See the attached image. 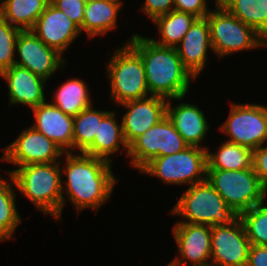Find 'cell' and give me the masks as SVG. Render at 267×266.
Instances as JSON below:
<instances>
[{
    "instance_id": "obj_1",
    "label": "cell",
    "mask_w": 267,
    "mask_h": 266,
    "mask_svg": "<svg viewBox=\"0 0 267 266\" xmlns=\"http://www.w3.org/2000/svg\"><path fill=\"white\" fill-rule=\"evenodd\" d=\"M62 157L65 161V163L62 159L60 161V166H64L61 167L62 176L67 180H62L65 185L62 184L61 215L67 199L78 213L89 208L97 212L106 201L110 200L114 187L118 183V179L112 172V164L78 152L64 153Z\"/></svg>"
},
{
    "instance_id": "obj_2",
    "label": "cell",
    "mask_w": 267,
    "mask_h": 266,
    "mask_svg": "<svg viewBox=\"0 0 267 266\" xmlns=\"http://www.w3.org/2000/svg\"><path fill=\"white\" fill-rule=\"evenodd\" d=\"M130 39L125 43L142 59L150 95L169 100L189 93L191 82L197 79L183 65L175 48L157 45L145 35L133 34Z\"/></svg>"
},
{
    "instance_id": "obj_3",
    "label": "cell",
    "mask_w": 267,
    "mask_h": 266,
    "mask_svg": "<svg viewBox=\"0 0 267 266\" xmlns=\"http://www.w3.org/2000/svg\"><path fill=\"white\" fill-rule=\"evenodd\" d=\"M11 172L16 190L45 215L61 220L62 171L60 162L19 166Z\"/></svg>"
},
{
    "instance_id": "obj_4",
    "label": "cell",
    "mask_w": 267,
    "mask_h": 266,
    "mask_svg": "<svg viewBox=\"0 0 267 266\" xmlns=\"http://www.w3.org/2000/svg\"><path fill=\"white\" fill-rule=\"evenodd\" d=\"M169 211L184 218L178 222L208 226L228 225L238 217L207 180L188 187Z\"/></svg>"
},
{
    "instance_id": "obj_5",
    "label": "cell",
    "mask_w": 267,
    "mask_h": 266,
    "mask_svg": "<svg viewBox=\"0 0 267 266\" xmlns=\"http://www.w3.org/2000/svg\"><path fill=\"white\" fill-rule=\"evenodd\" d=\"M109 59L105 70L110 81V101L120 105L150 96L142 59L128 43L116 47Z\"/></svg>"
},
{
    "instance_id": "obj_6",
    "label": "cell",
    "mask_w": 267,
    "mask_h": 266,
    "mask_svg": "<svg viewBox=\"0 0 267 266\" xmlns=\"http://www.w3.org/2000/svg\"><path fill=\"white\" fill-rule=\"evenodd\" d=\"M206 16L210 27L213 52L221 59L237 52L267 47V41L252 27L244 24L219 2Z\"/></svg>"
},
{
    "instance_id": "obj_7",
    "label": "cell",
    "mask_w": 267,
    "mask_h": 266,
    "mask_svg": "<svg viewBox=\"0 0 267 266\" xmlns=\"http://www.w3.org/2000/svg\"><path fill=\"white\" fill-rule=\"evenodd\" d=\"M206 180L238 215L266 201L267 189L253 168L243 170L206 169Z\"/></svg>"
},
{
    "instance_id": "obj_8",
    "label": "cell",
    "mask_w": 267,
    "mask_h": 266,
    "mask_svg": "<svg viewBox=\"0 0 267 266\" xmlns=\"http://www.w3.org/2000/svg\"><path fill=\"white\" fill-rule=\"evenodd\" d=\"M207 149L188 146L178 153L155 157L140 172L159 178L165 185L192 186L206 180Z\"/></svg>"
},
{
    "instance_id": "obj_9",
    "label": "cell",
    "mask_w": 267,
    "mask_h": 266,
    "mask_svg": "<svg viewBox=\"0 0 267 266\" xmlns=\"http://www.w3.org/2000/svg\"><path fill=\"white\" fill-rule=\"evenodd\" d=\"M229 115L220 125L226 141L256 149L267 140V106L231 102Z\"/></svg>"
},
{
    "instance_id": "obj_10",
    "label": "cell",
    "mask_w": 267,
    "mask_h": 266,
    "mask_svg": "<svg viewBox=\"0 0 267 266\" xmlns=\"http://www.w3.org/2000/svg\"><path fill=\"white\" fill-rule=\"evenodd\" d=\"M188 146L166 116L129 146L127 157L131 167L140 171L153 158L178 153Z\"/></svg>"
},
{
    "instance_id": "obj_11",
    "label": "cell",
    "mask_w": 267,
    "mask_h": 266,
    "mask_svg": "<svg viewBox=\"0 0 267 266\" xmlns=\"http://www.w3.org/2000/svg\"><path fill=\"white\" fill-rule=\"evenodd\" d=\"M2 151L0 161L10 162L15 167L60 162L58 159L65 153L57 144L32 126L24 128Z\"/></svg>"
},
{
    "instance_id": "obj_12",
    "label": "cell",
    "mask_w": 267,
    "mask_h": 266,
    "mask_svg": "<svg viewBox=\"0 0 267 266\" xmlns=\"http://www.w3.org/2000/svg\"><path fill=\"white\" fill-rule=\"evenodd\" d=\"M15 64L24 67L33 74L52 78L53 73L65 69L66 59L55 49L48 47L31 30L21 31L15 43ZM19 58V59H18Z\"/></svg>"
},
{
    "instance_id": "obj_13",
    "label": "cell",
    "mask_w": 267,
    "mask_h": 266,
    "mask_svg": "<svg viewBox=\"0 0 267 266\" xmlns=\"http://www.w3.org/2000/svg\"><path fill=\"white\" fill-rule=\"evenodd\" d=\"M250 245L239 217L228 225L211 226L213 266H246Z\"/></svg>"
},
{
    "instance_id": "obj_14",
    "label": "cell",
    "mask_w": 267,
    "mask_h": 266,
    "mask_svg": "<svg viewBox=\"0 0 267 266\" xmlns=\"http://www.w3.org/2000/svg\"><path fill=\"white\" fill-rule=\"evenodd\" d=\"M177 257L171 261L178 266L211 264V226L177 222L172 228Z\"/></svg>"
},
{
    "instance_id": "obj_15",
    "label": "cell",
    "mask_w": 267,
    "mask_h": 266,
    "mask_svg": "<svg viewBox=\"0 0 267 266\" xmlns=\"http://www.w3.org/2000/svg\"><path fill=\"white\" fill-rule=\"evenodd\" d=\"M168 100L150 95L124 102L119 107L127 109L121 116L123 135L128 147L147 130L167 116Z\"/></svg>"
},
{
    "instance_id": "obj_16",
    "label": "cell",
    "mask_w": 267,
    "mask_h": 266,
    "mask_svg": "<svg viewBox=\"0 0 267 266\" xmlns=\"http://www.w3.org/2000/svg\"><path fill=\"white\" fill-rule=\"evenodd\" d=\"M31 31L61 55L81 35L80 28L62 11L49 3Z\"/></svg>"
},
{
    "instance_id": "obj_17",
    "label": "cell",
    "mask_w": 267,
    "mask_h": 266,
    "mask_svg": "<svg viewBox=\"0 0 267 266\" xmlns=\"http://www.w3.org/2000/svg\"><path fill=\"white\" fill-rule=\"evenodd\" d=\"M183 99L185 96L168 100L167 117L189 146L208 149V146H202L210 129L206 116L197 104L183 102ZM175 100L179 103L173 107L172 102Z\"/></svg>"
},
{
    "instance_id": "obj_18",
    "label": "cell",
    "mask_w": 267,
    "mask_h": 266,
    "mask_svg": "<svg viewBox=\"0 0 267 266\" xmlns=\"http://www.w3.org/2000/svg\"><path fill=\"white\" fill-rule=\"evenodd\" d=\"M0 77L7 82L10 107L23 104L32 109L47 100L44 92L46 80L24 67L14 64L2 71Z\"/></svg>"
},
{
    "instance_id": "obj_19",
    "label": "cell",
    "mask_w": 267,
    "mask_h": 266,
    "mask_svg": "<svg viewBox=\"0 0 267 266\" xmlns=\"http://www.w3.org/2000/svg\"><path fill=\"white\" fill-rule=\"evenodd\" d=\"M175 49L183 65L198 79L208 63V49L213 51L207 18H197Z\"/></svg>"
},
{
    "instance_id": "obj_20",
    "label": "cell",
    "mask_w": 267,
    "mask_h": 266,
    "mask_svg": "<svg viewBox=\"0 0 267 266\" xmlns=\"http://www.w3.org/2000/svg\"><path fill=\"white\" fill-rule=\"evenodd\" d=\"M35 130L57 144L65 153H72L73 117L66 115L51 102L41 103L31 109Z\"/></svg>"
},
{
    "instance_id": "obj_21",
    "label": "cell",
    "mask_w": 267,
    "mask_h": 266,
    "mask_svg": "<svg viewBox=\"0 0 267 266\" xmlns=\"http://www.w3.org/2000/svg\"><path fill=\"white\" fill-rule=\"evenodd\" d=\"M116 112L110 111L100 122L98 134H95L93 143L83 152L112 163V156L123 146V152L128 156L129 147L125 142L121 121L116 120Z\"/></svg>"
},
{
    "instance_id": "obj_22",
    "label": "cell",
    "mask_w": 267,
    "mask_h": 266,
    "mask_svg": "<svg viewBox=\"0 0 267 266\" xmlns=\"http://www.w3.org/2000/svg\"><path fill=\"white\" fill-rule=\"evenodd\" d=\"M124 4L121 0H93L84 9L82 32L92 39L117 28V18Z\"/></svg>"
},
{
    "instance_id": "obj_23",
    "label": "cell",
    "mask_w": 267,
    "mask_h": 266,
    "mask_svg": "<svg viewBox=\"0 0 267 266\" xmlns=\"http://www.w3.org/2000/svg\"><path fill=\"white\" fill-rule=\"evenodd\" d=\"M53 95L52 104L71 117L93 104L88 85L79 78L61 83Z\"/></svg>"
},
{
    "instance_id": "obj_24",
    "label": "cell",
    "mask_w": 267,
    "mask_h": 266,
    "mask_svg": "<svg viewBox=\"0 0 267 266\" xmlns=\"http://www.w3.org/2000/svg\"><path fill=\"white\" fill-rule=\"evenodd\" d=\"M50 0H2L0 15L21 31L31 30Z\"/></svg>"
},
{
    "instance_id": "obj_25",
    "label": "cell",
    "mask_w": 267,
    "mask_h": 266,
    "mask_svg": "<svg viewBox=\"0 0 267 266\" xmlns=\"http://www.w3.org/2000/svg\"><path fill=\"white\" fill-rule=\"evenodd\" d=\"M196 19L192 14L172 10L152 21L158 29L160 40L149 38L157 45L176 48Z\"/></svg>"
},
{
    "instance_id": "obj_26",
    "label": "cell",
    "mask_w": 267,
    "mask_h": 266,
    "mask_svg": "<svg viewBox=\"0 0 267 266\" xmlns=\"http://www.w3.org/2000/svg\"><path fill=\"white\" fill-rule=\"evenodd\" d=\"M253 168V150L234 143L222 142L216 152L207 149V168L243 170Z\"/></svg>"
},
{
    "instance_id": "obj_27",
    "label": "cell",
    "mask_w": 267,
    "mask_h": 266,
    "mask_svg": "<svg viewBox=\"0 0 267 266\" xmlns=\"http://www.w3.org/2000/svg\"><path fill=\"white\" fill-rule=\"evenodd\" d=\"M6 172L10 178L8 181L0 175V241L2 242L13 238L15 230L23 220L16 207L14 178L11 172Z\"/></svg>"
},
{
    "instance_id": "obj_28",
    "label": "cell",
    "mask_w": 267,
    "mask_h": 266,
    "mask_svg": "<svg viewBox=\"0 0 267 266\" xmlns=\"http://www.w3.org/2000/svg\"><path fill=\"white\" fill-rule=\"evenodd\" d=\"M218 2L267 41V0H218Z\"/></svg>"
},
{
    "instance_id": "obj_29",
    "label": "cell",
    "mask_w": 267,
    "mask_h": 266,
    "mask_svg": "<svg viewBox=\"0 0 267 266\" xmlns=\"http://www.w3.org/2000/svg\"><path fill=\"white\" fill-rule=\"evenodd\" d=\"M109 112L96 110L92 104L73 117L72 153H83L93 143L100 122Z\"/></svg>"
},
{
    "instance_id": "obj_30",
    "label": "cell",
    "mask_w": 267,
    "mask_h": 266,
    "mask_svg": "<svg viewBox=\"0 0 267 266\" xmlns=\"http://www.w3.org/2000/svg\"><path fill=\"white\" fill-rule=\"evenodd\" d=\"M267 202L238 215L251 245L267 246Z\"/></svg>"
},
{
    "instance_id": "obj_31",
    "label": "cell",
    "mask_w": 267,
    "mask_h": 266,
    "mask_svg": "<svg viewBox=\"0 0 267 266\" xmlns=\"http://www.w3.org/2000/svg\"><path fill=\"white\" fill-rule=\"evenodd\" d=\"M20 32L0 15V73L15 64V43Z\"/></svg>"
},
{
    "instance_id": "obj_32",
    "label": "cell",
    "mask_w": 267,
    "mask_h": 266,
    "mask_svg": "<svg viewBox=\"0 0 267 266\" xmlns=\"http://www.w3.org/2000/svg\"><path fill=\"white\" fill-rule=\"evenodd\" d=\"M50 3L68 16L82 33V23L86 3L83 0H50Z\"/></svg>"
},
{
    "instance_id": "obj_33",
    "label": "cell",
    "mask_w": 267,
    "mask_h": 266,
    "mask_svg": "<svg viewBox=\"0 0 267 266\" xmlns=\"http://www.w3.org/2000/svg\"><path fill=\"white\" fill-rule=\"evenodd\" d=\"M208 0H174V10L194 15L197 18H205L211 11ZM215 3L218 0H214Z\"/></svg>"
},
{
    "instance_id": "obj_34",
    "label": "cell",
    "mask_w": 267,
    "mask_h": 266,
    "mask_svg": "<svg viewBox=\"0 0 267 266\" xmlns=\"http://www.w3.org/2000/svg\"><path fill=\"white\" fill-rule=\"evenodd\" d=\"M140 9L153 21L156 17L174 10V0H144Z\"/></svg>"
},
{
    "instance_id": "obj_35",
    "label": "cell",
    "mask_w": 267,
    "mask_h": 266,
    "mask_svg": "<svg viewBox=\"0 0 267 266\" xmlns=\"http://www.w3.org/2000/svg\"><path fill=\"white\" fill-rule=\"evenodd\" d=\"M253 169L262 185L267 189V146L253 149Z\"/></svg>"
},
{
    "instance_id": "obj_36",
    "label": "cell",
    "mask_w": 267,
    "mask_h": 266,
    "mask_svg": "<svg viewBox=\"0 0 267 266\" xmlns=\"http://www.w3.org/2000/svg\"><path fill=\"white\" fill-rule=\"evenodd\" d=\"M246 266H267V246L250 245Z\"/></svg>"
},
{
    "instance_id": "obj_37",
    "label": "cell",
    "mask_w": 267,
    "mask_h": 266,
    "mask_svg": "<svg viewBox=\"0 0 267 266\" xmlns=\"http://www.w3.org/2000/svg\"><path fill=\"white\" fill-rule=\"evenodd\" d=\"M166 266H178L176 263H174V262H170L168 265H166Z\"/></svg>"
},
{
    "instance_id": "obj_38",
    "label": "cell",
    "mask_w": 267,
    "mask_h": 266,
    "mask_svg": "<svg viewBox=\"0 0 267 266\" xmlns=\"http://www.w3.org/2000/svg\"><path fill=\"white\" fill-rule=\"evenodd\" d=\"M85 3H87V2H90V1H93V0H83Z\"/></svg>"
}]
</instances>
